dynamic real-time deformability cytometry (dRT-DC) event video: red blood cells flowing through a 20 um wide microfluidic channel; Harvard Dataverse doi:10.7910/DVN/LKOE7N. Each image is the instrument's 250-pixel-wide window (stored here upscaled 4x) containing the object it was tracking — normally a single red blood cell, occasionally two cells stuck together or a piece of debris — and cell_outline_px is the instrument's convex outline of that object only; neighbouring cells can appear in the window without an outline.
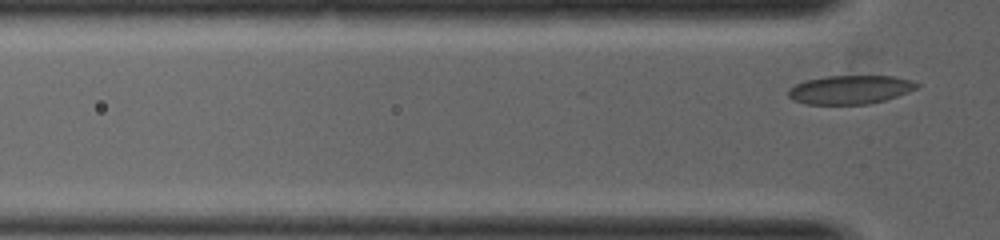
{"species": "common noctule bat (a hibernating species)", "species_latin": "Nyctalus noctula", "temperature_condition": "warm", "stored_images_in_passage": 2, "camera_frame_rate_fps": 5000, "um_per_image_px": 0.085, "animal": {"sex": "female", "body_mass_g": 19.0, "forearm_length_mm": 53.3}, "frame": {"image": 1, "passage_image": 2, "time_ms": 1.0, "image_size_px": [1000, 240], "cell_outline_px": [[920, 84], [916, 88], [896, 96], [884, 100], [868, 104], [804, 104], [792, 100], [788, 96], [788, 88], [804, 80], [824, 76], [892, 76], [912, 80]], "centroid_in_image_um": [72.2, 7.62], "position_along_channel_um": 53.6, "area_um2": 21.5}}